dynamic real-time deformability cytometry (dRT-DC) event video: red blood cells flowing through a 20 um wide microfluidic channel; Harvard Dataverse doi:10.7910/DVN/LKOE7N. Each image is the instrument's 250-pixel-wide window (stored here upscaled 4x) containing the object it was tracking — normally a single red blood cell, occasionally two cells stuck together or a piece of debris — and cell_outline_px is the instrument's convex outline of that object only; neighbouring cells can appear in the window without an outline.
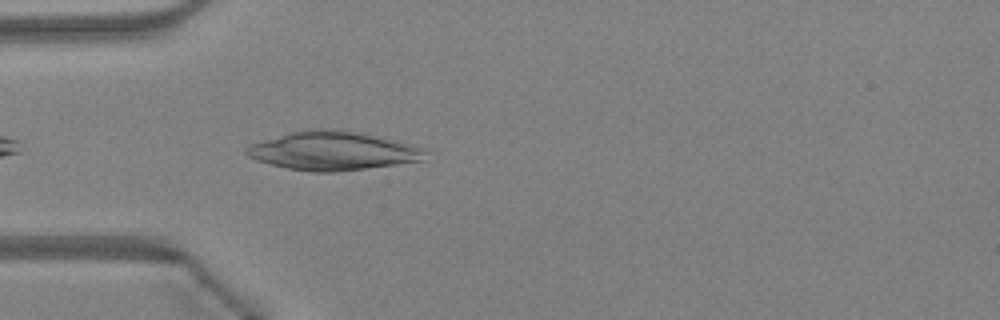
{"species": "Egyptian fruit bat (a non-hibernating species)", "species_latin": "Rousettus aegyptiacus", "temperature_condition": "warm", "stored_images_in_passage": 30, "camera_frame_rate_fps": 3000, "um_per_image_px": 0.085, "animal": {"sex": "female"}, "frame": {"image": 1, "passage_image": 3, "time_ms": 0.667, "image_size_px": [1000, 320], "cell_outline_px": [[428, 152], [424, 160], [336, 172], [312, 172], [288, 168], [256, 160], [248, 156], [244, 152], [244, 148], [248, 144], [292, 132], [308, 128], [332, 128], [376, 136], [428, 148]], "centroid_in_image_um": [28.28, 12.82], "position_along_channel_um": 56.7, "area_um2": 40.23}}
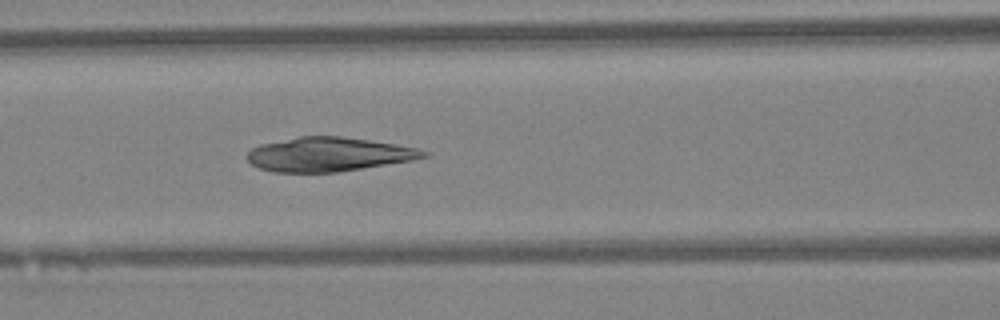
{"frame": {"image": 2, "passage_image": 9, "time_ms": 2.667, "image_size_px": [1000, 320], "cell_outline_px": [[432, 156], [412, 160], [336, 172], [272, 172], [256, 168], [244, 156], [252, 148], [260, 144], [300, 136], [340, 136], [396, 144], [416, 148], [432, 152]], "centroid_in_image_um": [27.92, 13.12], "position_along_channel_um": 138.7, "area_um2": 35.14}}
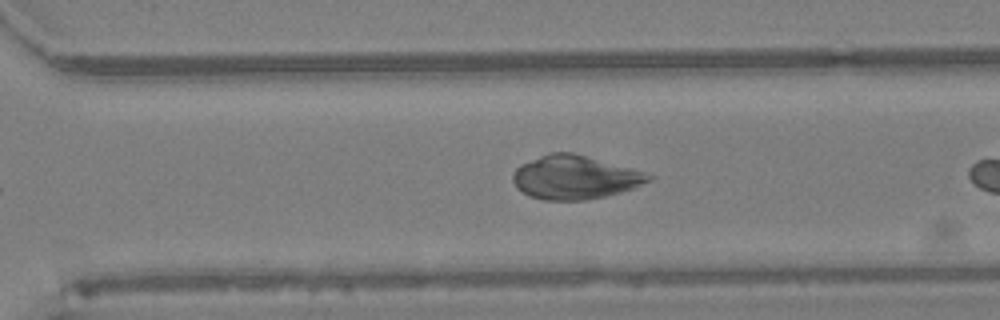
{"frame": {"image": 3, "passage_image": 19, "time_ms": 6.0, "image_size_px": [1000, 320], "cell_outline_px": [[652, 180], [632, 188], [620, 192], [604, 196], [584, 200], [544, 200], [528, 196], [516, 188], [512, 180], [512, 176], [516, 168], [520, 164], [548, 152], [572, 152], [632, 168], [644, 172], [652, 176]], "centroid_in_image_um": [48.81, 15.07], "position_along_channel_um": 321.8, "area_um2": 34.51}}